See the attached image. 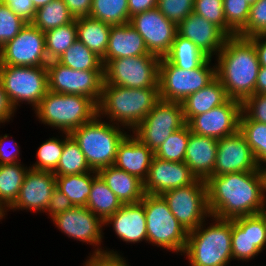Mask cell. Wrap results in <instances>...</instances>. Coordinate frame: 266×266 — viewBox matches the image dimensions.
<instances>
[{"instance_id": "60", "label": "cell", "mask_w": 266, "mask_h": 266, "mask_svg": "<svg viewBox=\"0 0 266 266\" xmlns=\"http://www.w3.org/2000/svg\"><path fill=\"white\" fill-rule=\"evenodd\" d=\"M264 174H265V179H266V167L263 169Z\"/></svg>"}, {"instance_id": "24", "label": "cell", "mask_w": 266, "mask_h": 266, "mask_svg": "<svg viewBox=\"0 0 266 266\" xmlns=\"http://www.w3.org/2000/svg\"><path fill=\"white\" fill-rule=\"evenodd\" d=\"M154 152L132 134L119 143L114 166L143 182L148 176Z\"/></svg>"}, {"instance_id": "9", "label": "cell", "mask_w": 266, "mask_h": 266, "mask_svg": "<svg viewBox=\"0 0 266 266\" xmlns=\"http://www.w3.org/2000/svg\"><path fill=\"white\" fill-rule=\"evenodd\" d=\"M0 81L15 110L24 101L35 109L48 91L47 66L0 65Z\"/></svg>"}, {"instance_id": "5", "label": "cell", "mask_w": 266, "mask_h": 266, "mask_svg": "<svg viewBox=\"0 0 266 266\" xmlns=\"http://www.w3.org/2000/svg\"><path fill=\"white\" fill-rule=\"evenodd\" d=\"M34 111L43 124L70 134L91 121L98 114V106L87 96L48 90Z\"/></svg>"}, {"instance_id": "15", "label": "cell", "mask_w": 266, "mask_h": 266, "mask_svg": "<svg viewBox=\"0 0 266 266\" xmlns=\"http://www.w3.org/2000/svg\"><path fill=\"white\" fill-rule=\"evenodd\" d=\"M129 23L142 36L149 53L159 58L169 53L177 34V25L157 7L134 15Z\"/></svg>"}, {"instance_id": "57", "label": "cell", "mask_w": 266, "mask_h": 266, "mask_svg": "<svg viewBox=\"0 0 266 266\" xmlns=\"http://www.w3.org/2000/svg\"><path fill=\"white\" fill-rule=\"evenodd\" d=\"M50 1H52V0H32V3L34 5L35 9H38L40 7L45 6Z\"/></svg>"}, {"instance_id": "22", "label": "cell", "mask_w": 266, "mask_h": 266, "mask_svg": "<svg viewBox=\"0 0 266 266\" xmlns=\"http://www.w3.org/2000/svg\"><path fill=\"white\" fill-rule=\"evenodd\" d=\"M177 34L193 42L208 58L218 55L229 37L220 27L194 12L177 24Z\"/></svg>"}, {"instance_id": "38", "label": "cell", "mask_w": 266, "mask_h": 266, "mask_svg": "<svg viewBox=\"0 0 266 266\" xmlns=\"http://www.w3.org/2000/svg\"><path fill=\"white\" fill-rule=\"evenodd\" d=\"M48 61L58 60L77 40L76 19L44 33Z\"/></svg>"}, {"instance_id": "39", "label": "cell", "mask_w": 266, "mask_h": 266, "mask_svg": "<svg viewBox=\"0 0 266 266\" xmlns=\"http://www.w3.org/2000/svg\"><path fill=\"white\" fill-rule=\"evenodd\" d=\"M89 17L110 25L129 23L128 0H92Z\"/></svg>"}, {"instance_id": "49", "label": "cell", "mask_w": 266, "mask_h": 266, "mask_svg": "<svg viewBox=\"0 0 266 266\" xmlns=\"http://www.w3.org/2000/svg\"><path fill=\"white\" fill-rule=\"evenodd\" d=\"M1 3L8 5L11 11L25 22L31 23L33 21L36 9L32 0H2Z\"/></svg>"}, {"instance_id": "37", "label": "cell", "mask_w": 266, "mask_h": 266, "mask_svg": "<svg viewBox=\"0 0 266 266\" xmlns=\"http://www.w3.org/2000/svg\"><path fill=\"white\" fill-rule=\"evenodd\" d=\"M74 19L63 0H52L45 6L36 9L31 24L45 33L48 30L68 24Z\"/></svg>"}, {"instance_id": "7", "label": "cell", "mask_w": 266, "mask_h": 266, "mask_svg": "<svg viewBox=\"0 0 266 266\" xmlns=\"http://www.w3.org/2000/svg\"><path fill=\"white\" fill-rule=\"evenodd\" d=\"M141 203L146 216V243L183 255L188 231L172 214L164 198L161 195L145 194Z\"/></svg>"}, {"instance_id": "19", "label": "cell", "mask_w": 266, "mask_h": 266, "mask_svg": "<svg viewBox=\"0 0 266 266\" xmlns=\"http://www.w3.org/2000/svg\"><path fill=\"white\" fill-rule=\"evenodd\" d=\"M255 170L263 169L258 166L250 146L239 130L218 139L213 176Z\"/></svg>"}, {"instance_id": "58", "label": "cell", "mask_w": 266, "mask_h": 266, "mask_svg": "<svg viewBox=\"0 0 266 266\" xmlns=\"http://www.w3.org/2000/svg\"><path fill=\"white\" fill-rule=\"evenodd\" d=\"M249 5H253L256 2H258L259 0H245Z\"/></svg>"}, {"instance_id": "3", "label": "cell", "mask_w": 266, "mask_h": 266, "mask_svg": "<svg viewBox=\"0 0 266 266\" xmlns=\"http://www.w3.org/2000/svg\"><path fill=\"white\" fill-rule=\"evenodd\" d=\"M159 100V88L135 89L103 83L98 115H107L109 122L133 131Z\"/></svg>"}, {"instance_id": "36", "label": "cell", "mask_w": 266, "mask_h": 266, "mask_svg": "<svg viewBox=\"0 0 266 266\" xmlns=\"http://www.w3.org/2000/svg\"><path fill=\"white\" fill-rule=\"evenodd\" d=\"M239 131L250 146L261 169L266 167V124L249 119L241 112Z\"/></svg>"}, {"instance_id": "46", "label": "cell", "mask_w": 266, "mask_h": 266, "mask_svg": "<svg viewBox=\"0 0 266 266\" xmlns=\"http://www.w3.org/2000/svg\"><path fill=\"white\" fill-rule=\"evenodd\" d=\"M195 0H158V10L176 25L194 10Z\"/></svg>"}, {"instance_id": "51", "label": "cell", "mask_w": 266, "mask_h": 266, "mask_svg": "<svg viewBox=\"0 0 266 266\" xmlns=\"http://www.w3.org/2000/svg\"><path fill=\"white\" fill-rule=\"evenodd\" d=\"M9 138V135L8 134H5L3 136H0V165H4V164H14V163H18L19 162V153H20V150L18 149L19 148V144L15 141H13V139L11 140L13 142V150L11 149L9 151V148H5L6 146V141H9L8 140ZM11 144V143H10ZM12 145V144H11Z\"/></svg>"}, {"instance_id": "31", "label": "cell", "mask_w": 266, "mask_h": 266, "mask_svg": "<svg viewBox=\"0 0 266 266\" xmlns=\"http://www.w3.org/2000/svg\"><path fill=\"white\" fill-rule=\"evenodd\" d=\"M18 163L0 165V208L7 210L17 199L29 167Z\"/></svg>"}, {"instance_id": "59", "label": "cell", "mask_w": 266, "mask_h": 266, "mask_svg": "<svg viewBox=\"0 0 266 266\" xmlns=\"http://www.w3.org/2000/svg\"><path fill=\"white\" fill-rule=\"evenodd\" d=\"M5 212L0 208V220H2V218H5Z\"/></svg>"}, {"instance_id": "34", "label": "cell", "mask_w": 266, "mask_h": 266, "mask_svg": "<svg viewBox=\"0 0 266 266\" xmlns=\"http://www.w3.org/2000/svg\"><path fill=\"white\" fill-rule=\"evenodd\" d=\"M165 58L178 68H198L208 57L189 39L176 34L169 53Z\"/></svg>"}, {"instance_id": "52", "label": "cell", "mask_w": 266, "mask_h": 266, "mask_svg": "<svg viewBox=\"0 0 266 266\" xmlns=\"http://www.w3.org/2000/svg\"><path fill=\"white\" fill-rule=\"evenodd\" d=\"M67 5L71 15L77 19L81 17H89L92 0H63Z\"/></svg>"}, {"instance_id": "14", "label": "cell", "mask_w": 266, "mask_h": 266, "mask_svg": "<svg viewBox=\"0 0 266 266\" xmlns=\"http://www.w3.org/2000/svg\"><path fill=\"white\" fill-rule=\"evenodd\" d=\"M44 32L28 23L0 49V65L47 66Z\"/></svg>"}, {"instance_id": "8", "label": "cell", "mask_w": 266, "mask_h": 266, "mask_svg": "<svg viewBox=\"0 0 266 266\" xmlns=\"http://www.w3.org/2000/svg\"><path fill=\"white\" fill-rule=\"evenodd\" d=\"M212 58H207L198 68L184 70L160 58L158 88L160 99L182 102L190 94L199 91L216 77V65L211 67ZM211 64V65H210Z\"/></svg>"}, {"instance_id": "13", "label": "cell", "mask_w": 266, "mask_h": 266, "mask_svg": "<svg viewBox=\"0 0 266 266\" xmlns=\"http://www.w3.org/2000/svg\"><path fill=\"white\" fill-rule=\"evenodd\" d=\"M47 71L49 91L87 96L100 103L104 71L73 70L57 60L49 61Z\"/></svg>"}, {"instance_id": "47", "label": "cell", "mask_w": 266, "mask_h": 266, "mask_svg": "<svg viewBox=\"0 0 266 266\" xmlns=\"http://www.w3.org/2000/svg\"><path fill=\"white\" fill-rule=\"evenodd\" d=\"M242 112L251 120L266 124V94H254L242 103Z\"/></svg>"}, {"instance_id": "35", "label": "cell", "mask_w": 266, "mask_h": 266, "mask_svg": "<svg viewBox=\"0 0 266 266\" xmlns=\"http://www.w3.org/2000/svg\"><path fill=\"white\" fill-rule=\"evenodd\" d=\"M57 61L73 70L104 71L102 58L78 40Z\"/></svg>"}, {"instance_id": "42", "label": "cell", "mask_w": 266, "mask_h": 266, "mask_svg": "<svg viewBox=\"0 0 266 266\" xmlns=\"http://www.w3.org/2000/svg\"><path fill=\"white\" fill-rule=\"evenodd\" d=\"M193 12L220 27L228 36L236 35L226 24L223 0H195Z\"/></svg>"}, {"instance_id": "33", "label": "cell", "mask_w": 266, "mask_h": 266, "mask_svg": "<svg viewBox=\"0 0 266 266\" xmlns=\"http://www.w3.org/2000/svg\"><path fill=\"white\" fill-rule=\"evenodd\" d=\"M64 148L57 168L53 171L55 176L84 174L93 171L78 143L69 133H64Z\"/></svg>"}, {"instance_id": "54", "label": "cell", "mask_w": 266, "mask_h": 266, "mask_svg": "<svg viewBox=\"0 0 266 266\" xmlns=\"http://www.w3.org/2000/svg\"><path fill=\"white\" fill-rule=\"evenodd\" d=\"M158 0H128L129 18L157 7Z\"/></svg>"}, {"instance_id": "10", "label": "cell", "mask_w": 266, "mask_h": 266, "mask_svg": "<svg viewBox=\"0 0 266 266\" xmlns=\"http://www.w3.org/2000/svg\"><path fill=\"white\" fill-rule=\"evenodd\" d=\"M160 58L153 54L109 60L104 82L127 88H158Z\"/></svg>"}, {"instance_id": "32", "label": "cell", "mask_w": 266, "mask_h": 266, "mask_svg": "<svg viewBox=\"0 0 266 266\" xmlns=\"http://www.w3.org/2000/svg\"><path fill=\"white\" fill-rule=\"evenodd\" d=\"M97 171L84 174L56 176V189L65 194L73 206L86 207L93 179Z\"/></svg>"}, {"instance_id": "16", "label": "cell", "mask_w": 266, "mask_h": 266, "mask_svg": "<svg viewBox=\"0 0 266 266\" xmlns=\"http://www.w3.org/2000/svg\"><path fill=\"white\" fill-rule=\"evenodd\" d=\"M51 220L69 238L97 247L92 254L106 252L101 247L104 221L87 207L73 206Z\"/></svg>"}, {"instance_id": "48", "label": "cell", "mask_w": 266, "mask_h": 266, "mask_svg": "<svg viewBox=\"0 0 266 266\" xmlns=\"http://www.w3.org/2000/svg\"><path fill=\"white\" fill-rule=\"evenodd\" d=\"M108 250L98 254H90L83 266H130L117 251Z\"/></svg>"}, {"instance_id": "2", "label": "cell", "mask_w": 266, "mask_h": 266, "mask_svg": "<svg viewBox=\"0 0 266 266\" xmlns=\"http://www.w3.org/2000/svg\"><path fill=\"white\" fill-rule=\"evenodd\" d=\"M216 59V77L229 99L243 103L255 94L260 63L250 38L229 36Z\"/></svg>"}, {"instance_id": "30", "label": "cell", "mask_w": 266, "mask_h": 266, "mask_svg": "<svg viewBox=\"0 0 266 266\" xmlns=\"http://www.w3.org/2000/svg\"><path fill=\"white\" fill-rule=\"evenodd\" d=\"M122 206V202L98 174L93 179L86 207L105 221Z\"/></svg>"}, {"instance_id": "26", "label": "cell", "mask_w": 266, "mask_h": 266, "mask_svg": "<svg viewBox=\"0 0 266 266\" xmlns=\"http://www.w3.org/2000/svg\"><path fill=\"white\" fill-rule=\"evenodd\" d=\"M149 53L142 36L130 23L112 25L103 65L109 60L147 55Z\"/></svg>"}, {"instance_id": "41", "label": "cell", "mask_w": 266, "mask_h": 266, "mask_svg": "<svg viewBox=\"0 0 266 266\" xmlns=\"http://www.w3.org/2000/svg\"><path fill=\"white\" fill-rule=\"evenodd\" d=\"M63 148V138L52 137L47 139L38 147L37 161L30 168L53 172L57 168Z\"/></svg>"}, {"instance_id": "6", "label": "cell", "mask_w": 266, "mask_h": 266, "mask_svg": "<svg viewBox=\"0 0 266 266\" xmlns=\"http://www.w3.org/2000/svg\"><path fill=\"white\" fill-rule=\"evenodd\" d=\"M123 129L120 125L101 120L97 114L91 121L73 130L70 135L78 143L90 168L98 172L114 165L118 145L127 135Z\"/></svg>"}, {"instance_id": "21", "label": "cell", "mask_w": 266, "mask_h": 266, "mask_svg": "<svg viewBox=\"0 0 266 266\" xmlns=\"http://www.w3.org/2000/svg\"><path fill=\"white\" fill-rule=\"evenodd\" d=\"M197 177L185 162H172L153 157L144 181L145 194L162 195L164 192L193 184Z\"/></svg>"}, {"instance_id": "23", "label": "cell", "mask_w": 266, "mask_h": 266, "mask_svg": "<svg viewBox=\"0 0 266 266\" xmlns=\"http://www.w3.org/2000/svg\"><path fill=\"white\" fill-rule=\"evenodd\" d=\"M113 224L118 238L126 243L147 241L144 205L141 202L123 206L104 221V227Z\"/></svg>"}, {"instance_id": "40", "label": "cell", "mask_w": 266, "mask_h": 266, "mask_svg": "<svg viewBox=\"0 0 266 266\" xmlns=\"http://www.w3.org/2000/svg\"><path fill=\"white\" fill-rule=\"evenodd\" d=\"M189 139V126L186 123L174 131L154 152V156L165 161L184 162Z\"/></svg>"}, {"instance_id": "25", "label": "cell", "mask_w": 266, "mask_h": 266, "mask_svg": "<svg viewBox=\"0 0 266 266\" xmlns=\"http://www.w3.org/2000/svg\"><path fill=\"white\" fill-rule=\"evenodd\" d=\"M217 146V139L196 135L189 128V139L184 162L197 179L206 181L210 176H213Z\"/></svg>"}, {"instance_id": "4", "label": "cell", "mask_w": 266, "mask_h": 266, "mask_svg": "<svg viewBox=\"0 0 266 266\" xmlns=\"http://www.w3.org/2000/svg\"><path fill=\"white\" fill-rule=\"evenodd\" d=\"M212 217L215 222L209 223V226L205 227L204 221L188 232L183 254H186L190 266H228L233 260L232 219Z\"/></svg>"}, {"instance_id": "28", "label": "cell", "mask_w": 266, "mask_h": 266, "mask_svg": "<svg viewBox=\"0 0 266 266\" xmlns=\"http://www.w3.org/2000/svg\"><path fill=\"white\" fill-rule=\"evenodd\" d=\"M227 99L228 96L224 86L215 77L205 87L190 94L181 102L185 122L188 123L194 116L206 113L214 107L222 105Z\"/></svg>"}, {"instance_id": "11", "label": "cell", "mask_w": 266, "mask_h": 266, "mask_svg": "<svg viewBox=\"0 0 266 266\" xmlns=\"http://www.w3.org/2000/svg\"><path fill=\"white\" fill-rule=\"evenodd\" d=\"M161 196L188 232L195 230L207 217H212L205 180L197 179L193 184L166 191Z\"/></svg>"}, {"instance_id": "27", "label": "cell", "mask_w": 266, "mask_h": 266, "mask_svg": "<svg viewBox=\"0 0 266 266\" xmlns=\"http://www.w3.org/2000/svg\"><path fill=\"white\" fill-rule=\"evenodd\" d=\"M98 174L122 204H133L142 201L145 195L144 182L138 177L130 175L114 165L100 169Z\"/></svg>"}, {"instance_id": "53", "label": "cell", "mask_w": 266, "mask_h": 266, "mask_svg": "<svg viewBox=\"0 0 266 266\" xmlns=\"http://www.w3.org/2000/svg\"><path fill=\"white\" fill-rule=\"evenodd\" d=\"M14 112L16 113L0 81V124L1 123L3 124L5 122H10L9 119L13 117Z\"/></svg>"}, {"instance_id": "20", "label": "cell", "mask_w": 266, "mask_h": 266, "mask_svg": "<svg viewBox=\"0 0 266 266\" xmlns=\"http://www.w3.org/2000/svg\"><path fill=\"white\" fill-rule=\"evenodd\" d=\"M56 189V176L53 172L29 168L19 195L8 210H32L43 213L47 209L51 195Z\"/></svg>"}, {"instance_id": "12", "label": "cell", "mask_w": 266, "mask_h": 266, "mask_svg": "<svg viewBox=\"0 0 266 266\" xmlns=\"http://www.w3.org/2000/svg\"><path fill=\"white\" fill-rule=\"evenodd\" d=\"M185 124L182 103L160 99L132 134L155 152L174 131Z\"/></svg>"}, {"instance_id": "17", "label": "cell", "mask_w": 266, "mask_h": 266, "mask_svg": "<svg viewBox=\"0 0 266 266\" xmlns=\"http://www.w3.org/2000/svg\"><path fill=\"white\" fill-rule=\"evenodd\" d=\"M266 212L232 219V259L250 261L266 248Z\"/></svg>"}, {"instance_id": "1", "label": "cell", "mask_w": 266, "mask_h": 266, "mask_svg": "<svg viewBox=\"0 0 266 266\" xmlns=\"http://www.w3.org/2000/svg\"><path fill=\"white\" fill-rule=\"evenodd\" d=\"M206 186L211 216L234 219L266 212L263 170L210 176Z\"/></svg>"}, {"instance_id": "56", "label": "cell", "mask_w": 266, "mask_h": 266, "mask_svg": "<svg viewBox=\"0 0 266 266\" xmlns=\"http://www.w3.org/2000/svg\"><path fill=\"white\" fill-rule=\"evenodd\" d=\"M255 94H266V67L260 66L255 84Z\"/></svg>"}, {"instance_id": "44", "label": "cell", "mask_w": 266, "mask_h": 266, "mask_svg": "<svg viewBox=\"0 0 266 266\" xmlns=\"http://www.w3.org/2000/svg\"><path fill=\"white\" fill-rule=\"evenodd\" d=\"M27 24L8 5L0 3V49L6 42L14 39Z\"/></svg>"}, {"instance_id": "45", "label": "cell", "mask_w": 266, "mask_h": 266, "mask_svg": "<svg viewBox=\"0 0 266 266\" xmlns=\"http://www.w3.org/2000/svg\"><path fill=\"white\" fill-rule=\"evenodd\" d=\"M266 34V0H259L250 5V13L247 24L237 34L238 36L250 38L255 35Z\"/></svg>"}, {"instance_id": "50", "label": "cell", "mask_w": 266, "mask_h": 266, "mask_svg": "<svg viewBox=\"0 0 266 266\" xmlns=\"http://www.w3.org/2000/svg\"><path fill=\"white\" fill-rule=\"evenodd\" d=\"M72 207L73 204L70 202L69 198L58 189H55L51 195L45 213H47L52 219L56 215L70 210Z\"/></svg>"}, {"instance_id": "43", "label": "cell", "mask_w": 266, "mask_h": 266, "mask_svg": "<svg viewBox=\"0 0 266 266\" xmlns=\"http://www.w3.org/2000/svg\"><path fill=\"white\" fill-rule=\"evenodd\" d=\"M227 26L237 35L247 24L250 5L245 0H223Z\"/></svg>"}, {"instance_id": "18", "label": "cell", "mask_w": 266, "mask_h": 266, "mask_svg": "<svg viewBox=\"0 0 266 266\" xmlns=\"http://www.w3.org/2000/svg\"><path fill=\"white\" fill-rule=\"evenodd\" d=\"M242 103L227 99L206 113L194 116L187 124L192 133L222 139L239 130Z\"/></svg>"}, {"instance_id": "29", "label": "cell", "mask_w": 266, "mask_h": 266, "mask_svg": "<svg viewBox=\"0 0 266 266\" xmlns=\"http://www.w3.org/2000/svg\"><path fill=\"white\" fill-rule=\"evenodd\" d=\"M111 26L91 17L77 18V40L103 58L108 46Z\"/></svg>"}, {"instance_id": "55", "label": "cell", "mask_w": 266, "mask_h": 266, "mask_svg": "<svg viewBox=\"0 0 266 266\" xmlns=\"http://www.w3.org/2000/svg\"><path fill=\"white\" fill-rule=\"evenodd\" d=\"M253 41L260 66L266 67V36L255 35L250 37Z\"/></svg>"}]
</instances>
